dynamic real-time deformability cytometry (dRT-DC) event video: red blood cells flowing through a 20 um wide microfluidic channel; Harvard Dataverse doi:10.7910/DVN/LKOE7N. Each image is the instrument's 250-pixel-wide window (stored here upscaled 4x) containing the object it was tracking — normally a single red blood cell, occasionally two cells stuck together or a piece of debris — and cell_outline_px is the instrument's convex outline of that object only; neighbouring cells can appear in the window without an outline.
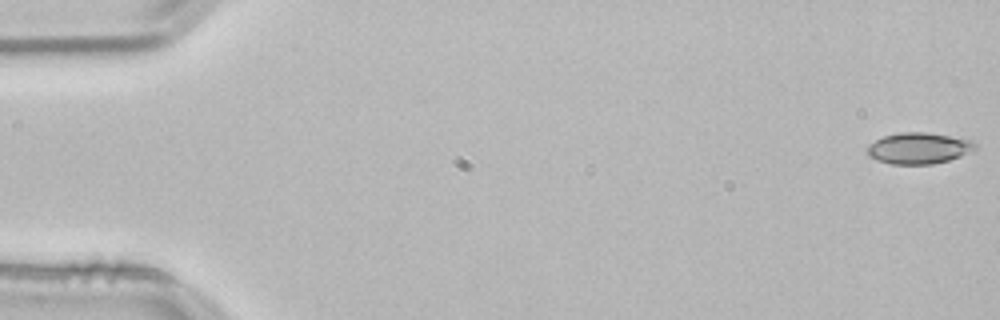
{"species": "common noctule bat (a hibernating species)", "species_latin": "Nyctalus noctula", "temperature_condition": "room temperature", "stored_images_in_passage": 54, "camera_frame_rate_fps": 3000, "um_per_image_px": 0.085, "animal": {"sex": "male", "body_mass_g": 21.5, "forearm_length_mm": 52.0}, "frame": {"image": 1, "passage_image": 1, "time_ms": 0.0, "image_size_px": [1000, 320], "cell_outline_px": [[976, 148], [960, 156], [948, 160], [932, 164], [892, 164], [876, 160], [868, 156], [868, 144], [884, 136], [900, 132], [924, 132], [948, 136], [968, 140], [976, 144]], "centroid_in_image_um": [78.04, 12.6], "position_along_channel_um": 7.0, "area_um2": 19.31}}
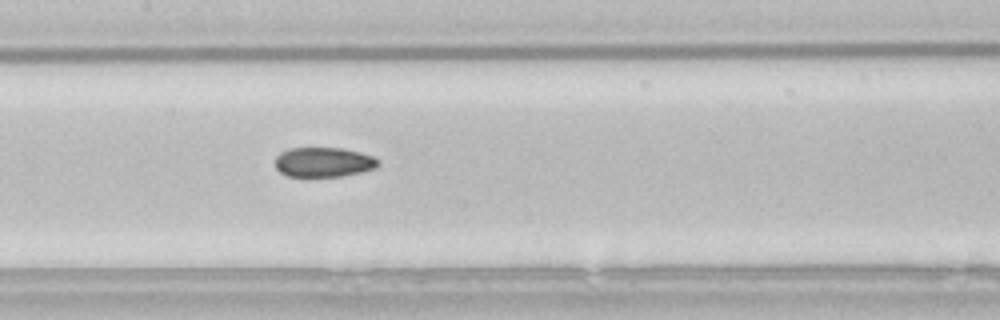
{"frame": {"image": 2, "passage_image": 26, "time_ms": 8.333, "image_size_px": [1000, 320], "cell_outline_px": [[380, 164], [376, 168], [360, 172], [340, 176], [288, 176], [280, 172], [276, 168], [276, 156], [280, 152], [288, 148], [344, 148], [360, 152], [372, 156], [380, 160]], "centroid_in_image_um": [27.52, 13.77], "position_along_channel_um": 179.9, "area_um2": 17.86}}
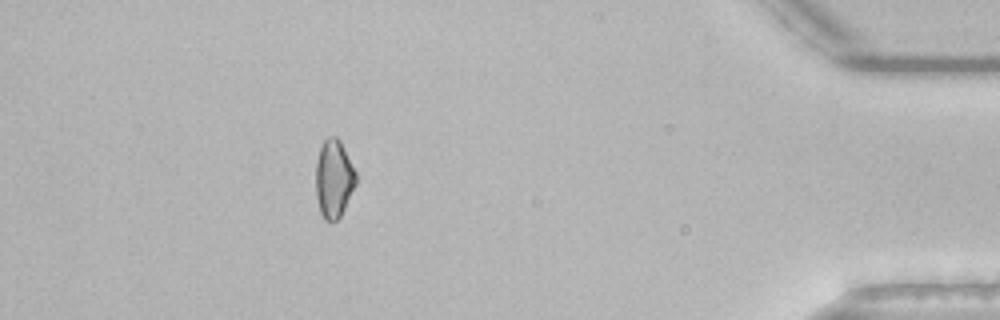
{"frame": {"image": 3, "passage_image": 48, "time_ms": 15.667, "image_size_px": [1000, 320], "cell_outline_px": [[356, 184], [340, 216], [336, 220], [324, 220], [320, 212], [316, 196], [316, 164], [320, 148], [324, 140], [328, 136], [336, 136], [340, 140], [356, 172]], "centroid_in_image_um": [28.37, 15.17], "position_along_channel_um": 406.8, "area_um2": 18.09}, "authors_computed_cell_mechanics": {"area_um2": 18.5538, "velocity_mm_per_s": 3.8226, "shape_relaxation_time_tau1_ms": null, "shape_relaxation_time_tau2_ms": 3.4174, "deformation_change_tau1": null, "deformation_change_tau2": 0.0783}}